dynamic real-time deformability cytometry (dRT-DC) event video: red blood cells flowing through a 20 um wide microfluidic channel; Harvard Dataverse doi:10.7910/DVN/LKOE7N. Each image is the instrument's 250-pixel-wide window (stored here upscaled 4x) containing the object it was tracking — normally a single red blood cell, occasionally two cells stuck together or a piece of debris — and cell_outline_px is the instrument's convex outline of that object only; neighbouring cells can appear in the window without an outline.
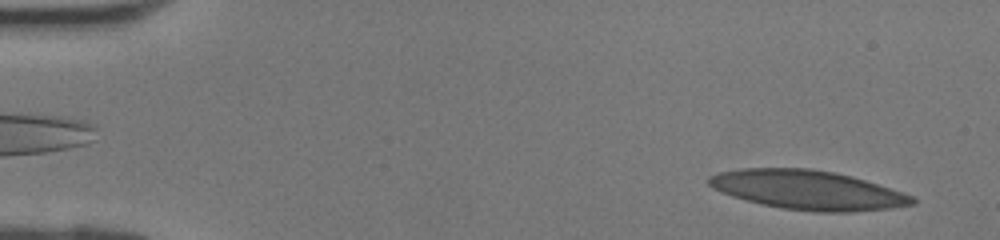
{"species": "human", "species_latin": "Homo sapiens", "temperature_condition": "room temperature", "stored_images_in_passage": 11, "camera_frame_rate_fps": 3000, "um_per_image_px": 0.085, "donor": {"sex": "female"}, "frame": {"image": 1, "passage_image": 2, "time_ms": 0.333, "image_size_px": [1000, 240], "cell_outline_px": [[916, 204], [888, 208], [852, 212], [816, 212], [780, 208], [760, 204], [732, 196], [712, 188], [708, 184], [708, 176], [720, 172], [740, 168], [808, 168], [832, 172], [852, 176], [912, 196], [916, 200]], "centroid_in_image_um": [68.6, 16.15], "position_along_channel_um": 16.4, "area_um2": 46.24}}